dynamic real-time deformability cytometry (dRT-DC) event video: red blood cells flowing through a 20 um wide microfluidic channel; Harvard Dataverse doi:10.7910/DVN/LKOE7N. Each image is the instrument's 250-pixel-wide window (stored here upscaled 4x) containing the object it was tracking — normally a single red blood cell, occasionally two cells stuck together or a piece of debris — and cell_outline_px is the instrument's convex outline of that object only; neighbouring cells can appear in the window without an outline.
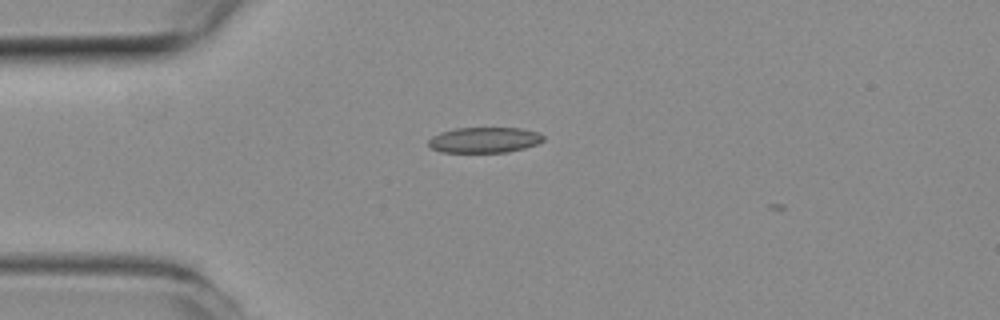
{"species": "common noctule bat (a hibernating species)", "species_latin": "Nyctalus noctula", "temperature_condition": "room temperature", "stored_images_in_passage": 3, "camera_frame_rate_fps": 3000, "um_per_image_px": 0.085, "animal": {"sex": "female", "body_mass_g": 19.3, "forearm_length_mm": 54.1}, "frame": {"image": 1, "passage_image": 2, "time_ms": 0.333, "image_size_px": [1000, 320], "cell_outline_px": [[544, 140], [536, 144], [524, 148], [508, 152], [440, 152], [432, 148], [428, 144], [428, 140], [432, 136], [440, 132], [456, 128], [520, 128], [536, 132], [544, 136]], "centroid_in_image_um": [41.15, 11.9], "position_along_channel_um": 43.9, "area_um2": 17.05}}